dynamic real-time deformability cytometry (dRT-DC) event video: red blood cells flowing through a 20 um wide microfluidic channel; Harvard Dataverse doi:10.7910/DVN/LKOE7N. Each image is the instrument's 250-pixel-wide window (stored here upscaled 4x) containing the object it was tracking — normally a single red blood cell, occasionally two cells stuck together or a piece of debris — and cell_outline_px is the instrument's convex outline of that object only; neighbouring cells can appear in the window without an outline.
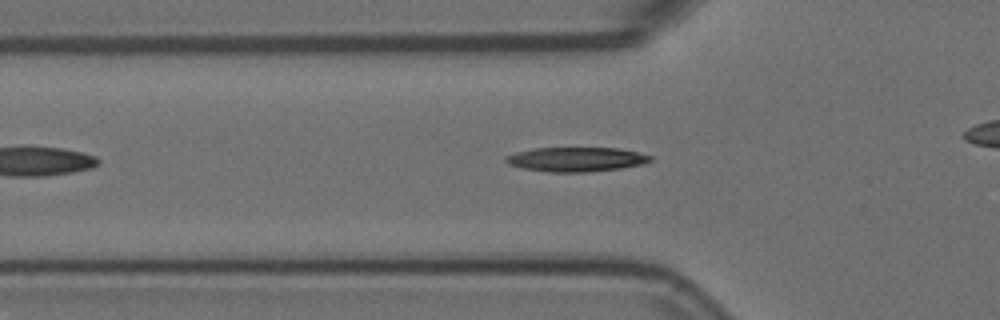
{"species": "Egyptian fruit bat (a non-hibernating species)", "species_latin": "Rousettus aegyptiacus", "temperature_condition": "room temperature", "stored_images_in_passage": 36, "camera_frame_rate_fps": 3000, "um_per_image_px": 0.085, "animal": {"sex": "female"}, "frame": {"image": 1, "passage_image": 9, "time_ms": 2.667, "image_size_px": [1000, 320], "cell_outline_px": [[652, 160], [644, 164], [620, 168], [588, 172], [548, 172], [520, 168], [508, 164], [504, 160], [504, 156], [516, 152], [536, 148], [620, 148], [652, 156]], "centroid_in_image_um": [48.94, 13.55], "position_along_channel_um": 76.9, "area_um2": 20.63}}
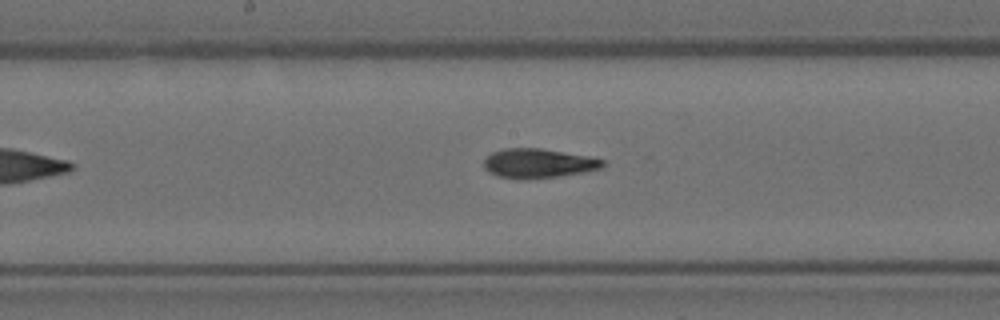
{"frame": {"image": 2, "passage_image": 19, "time_ms": 6.0, "image_size_px": [1000, 320], "cell_outline_px": [[604, 164], [600, 168], [584, 172], [560, 176], [528, 180], [516, 180], [496, 176], [488, 172], [484, 168], [484, 160], [492, 152], [504, 148], [540, 148], [588, 156], [604, 160]], "centroid_in_image_um": [45.7, 13.9], "position_along_channel_um": 202.5, "area_um2": 20.58}}
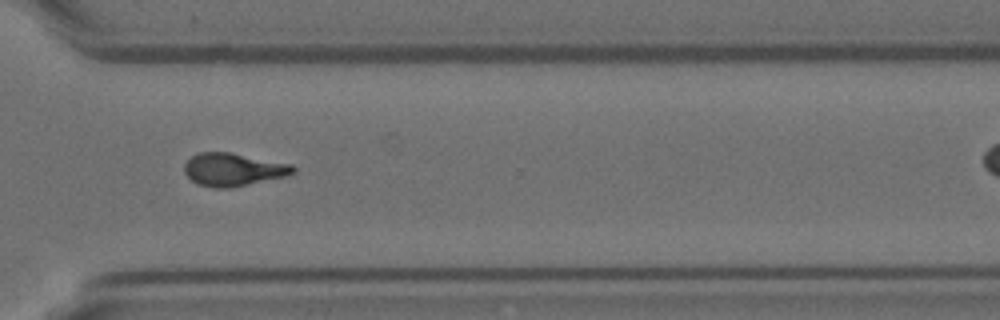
{"frame": {"image": 3, "passage_image": 31, "time_ms": 10.0, "image_size_px": [1000, 320], "cell_outline_px": [[296, 172], [284, 176], [228, 188], [212, 188], [196, 184], [184, 172], [184, 164], [192, 156], [200, 152], [228, 152], [292, 164], [296, 168]], "centroid_in_image_um": [19.8, 14.41], "position_along_channel_um": 350.8, "area_um2": 20.63}}